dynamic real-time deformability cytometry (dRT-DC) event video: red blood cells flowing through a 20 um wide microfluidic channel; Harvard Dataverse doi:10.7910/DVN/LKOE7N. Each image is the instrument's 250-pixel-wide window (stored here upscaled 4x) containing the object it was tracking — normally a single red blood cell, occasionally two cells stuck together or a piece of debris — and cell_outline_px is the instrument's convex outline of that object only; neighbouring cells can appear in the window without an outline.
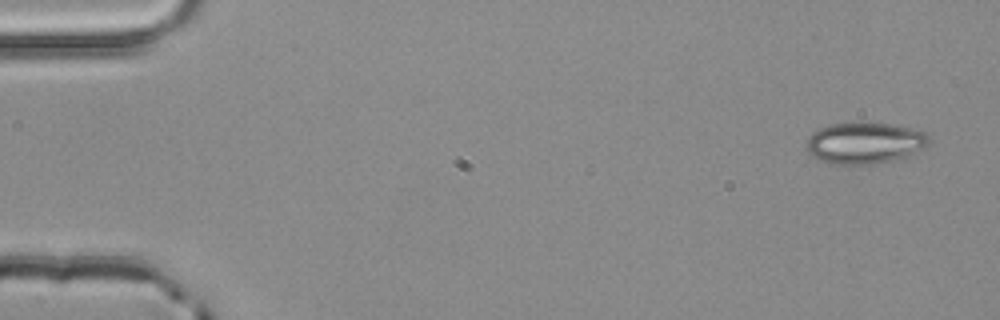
{"species": "common noctule bat (a hibernating species)", "species_latin": "Nyctalus noctula", "temperature_condition": "room temperature", "stored_images_in_passage": 4, "camera_frame_rate_fps": 3000, "um_per_image_px": 0.085, "animal": {"sex": "male", "body_mass_g": 20.4}, "frame": {"image": 1, "passage_image": 1, "time_ms": 0.0, "image_size_px": [1000, 320], "cell_outline_px": [[932, 140], [924, 148], [908, 156], [872, 164], [836, 164], [820, 160], [812, 156], [808, 152], [808, 136], [812, 132], [820, 128], [832, 124], [888, 124], [912, 128], [924, 132]], "centroid_in_image_um": [73.52, 12.17], "position_along_channel_um": 11.5, "area_um2": 29.02}}